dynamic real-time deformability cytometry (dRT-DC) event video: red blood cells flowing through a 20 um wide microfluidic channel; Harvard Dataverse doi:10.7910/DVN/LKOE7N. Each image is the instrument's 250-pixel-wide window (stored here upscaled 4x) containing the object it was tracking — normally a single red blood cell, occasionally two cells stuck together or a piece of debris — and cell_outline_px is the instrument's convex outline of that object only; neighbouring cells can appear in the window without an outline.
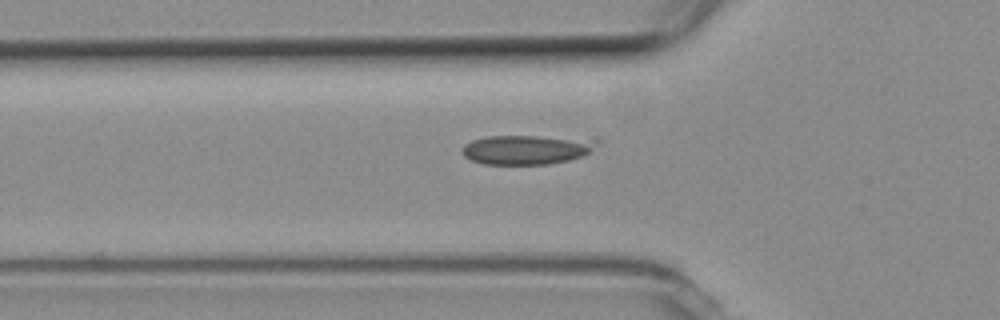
{"species": "common noctule bat (a hibernating species)", "species_latin": "Nyctalus noctula", "temperature_condition": "room temperature", "stored_images_in_passage": 29, "camera_frame_rate_fps": 3000, "um_per_image_px": 0.085, "animal": {"sex": "female", "body_mass_g": 19.3, "forearm_length_mm": 54.1}, "frame": {"image": 1, "passage_image": 7, "time_ms": 2.0, "image_size_px": [1000, 320], "cell_outline_px": [[600, 140], [588, 152], [580, 156], [568, 160], [548, 164], [484, 164], [472, 160], [464, 156], [460, 152], [464, 144], [472, 140], [488, 136], [600, 136]], "centroid_in_image_um": [44.85, 12.67], "position_along_channel_um": 81.0, "area_um2": 23.64}}
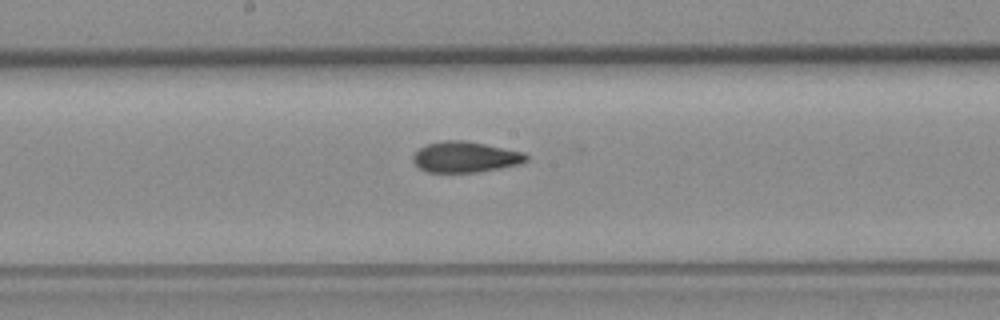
{"frame": {"image": 2, "passage_image": 17, "time_ms": 5.333, "image_size_px": [1000, 320], "cell_outline_px": [[528, 160], [520, 164], [476, 172], [428, 172], [420, 168], [412, 160], [412, 156], [420, 148], [428, 144], [444, 140], [464, 140], [524, 152], [528, 156]], "centroid_in_image_um": [39.55, 13.34], "position_along_channel_um": 208.6, "area_um2": 20.11}}
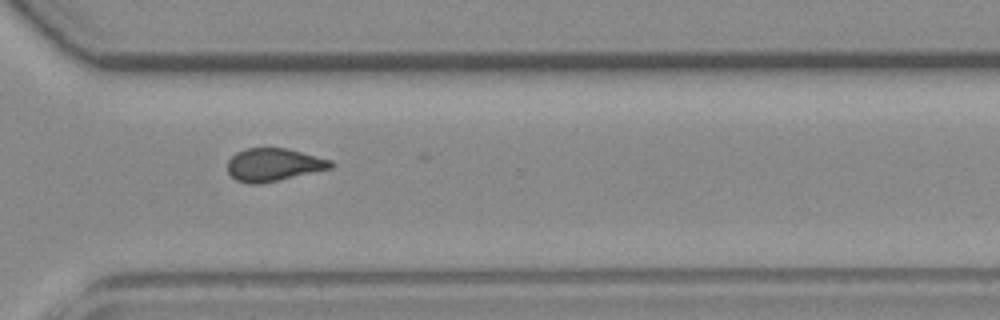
{"frame": {"image": 3, "passage_image": 28, "time_ms": 9.0, "image_size_px": [1000, 320], "cell_outline_px": [[332, 168], [260, 184], [248, 184], [236, 180], [228, 172], [228, 160], [236, 152], [248, 148], [288, 148], [332, 160]], "centroid_in_image_um": [23.24, 14.0], "position_along_channel_um": 347.4, "area_um2": 19.71}}